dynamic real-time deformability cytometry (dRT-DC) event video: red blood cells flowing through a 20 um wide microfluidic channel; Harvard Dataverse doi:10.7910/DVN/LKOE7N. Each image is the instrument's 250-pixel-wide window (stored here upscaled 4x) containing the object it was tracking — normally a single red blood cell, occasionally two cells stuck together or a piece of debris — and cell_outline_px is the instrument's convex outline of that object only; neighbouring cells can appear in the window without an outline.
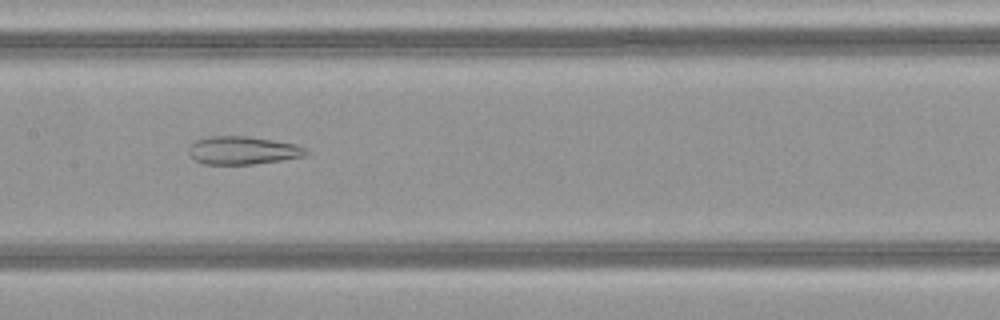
{"species": "common noctule bat (a hibernating species)", "species_latin": "Nyctalus noctula", "temperature_condition": "warm", "stored_images_in_passage": 49, "camera_frame_rate_fps": 3000, "um_per_image_px": 0.085, "animal": {"sex": "female", "body_mass_g": 21.9}, "frame": {"image": 1, "passage_image": 24, "time_ms": 7.667, "image_size_px": [1000, 320], "cell_outline_px": [[312, 152], [304, 156], [280, 160], [252, 164], [204, 164], [196, 160], [188, 152], [188, 148], [196, 140], [208, 136], [248, 136], [296, 144]], "centroid_in_image_um": [20.64, 12.78], "position_along_channel_um": 186.8, "area_um2": 19.07}}
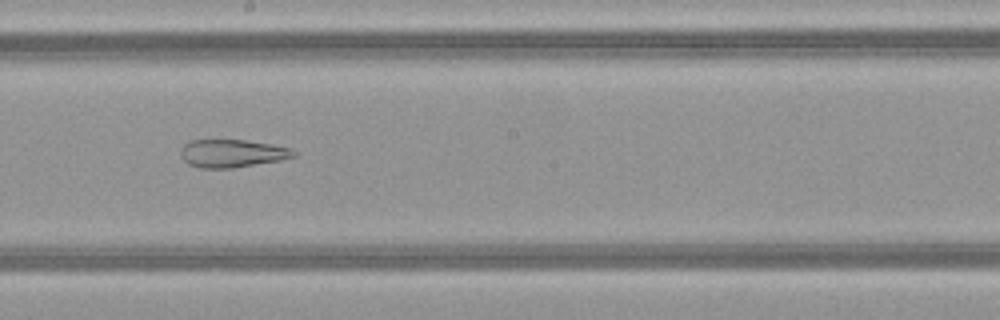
{"frame": {"image": 2, "passage_image": 27, "time_ms": 8.667, "image_size_px": [1000, 320], "cell_outline_px": [[296, 156], [280, 160], [232, 168], [200, 168], [188, 164], [180, 156], [180, 148], [184, 144], [192, 140], [244, 140], [272, 144], [292, 148], [296, 152]], "centroid_in_image_um": [19.72, 13.03], "position_along_channel_um": 228.5, "area_um2": 18.44}}
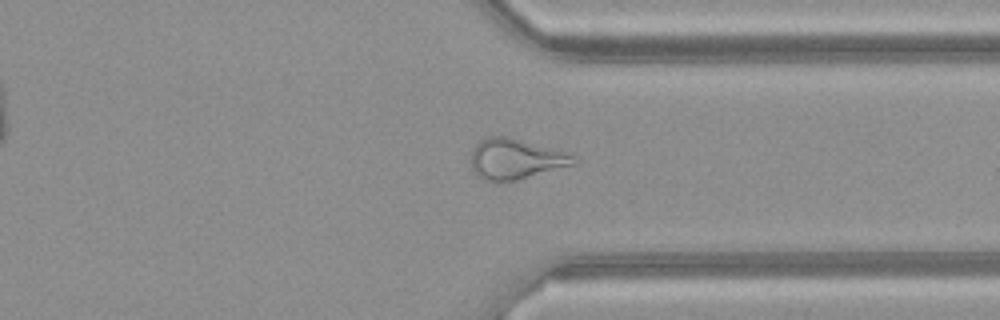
{"frame": {"image": 3, "passage_image": 37, "time_ms": 12.0, "image_size_px": [1000, 320], "cell_outline_px": [[580, 160], [576, 164], [516, 180], [496, 184], [484, 180], [472, 168], [472, 148], [480, 140], [488, 136], [508, 136], [572, 152]], "centroid_in_image_um": [43.89, 13.51], "position_along_channel_um": 367.5, "area_um2": 24.85}, "authors_computed_cell_mechanics": {"area_um2": 28.033, "velocity_mm_per_s": 4.1932, "shape_relaxation_time_tau1_ms": null, "shape_relaxation_time_tau2_ms": 2.3583, "deformation_change_tau1": null, "deformation_change_tau2": 0.1284}}